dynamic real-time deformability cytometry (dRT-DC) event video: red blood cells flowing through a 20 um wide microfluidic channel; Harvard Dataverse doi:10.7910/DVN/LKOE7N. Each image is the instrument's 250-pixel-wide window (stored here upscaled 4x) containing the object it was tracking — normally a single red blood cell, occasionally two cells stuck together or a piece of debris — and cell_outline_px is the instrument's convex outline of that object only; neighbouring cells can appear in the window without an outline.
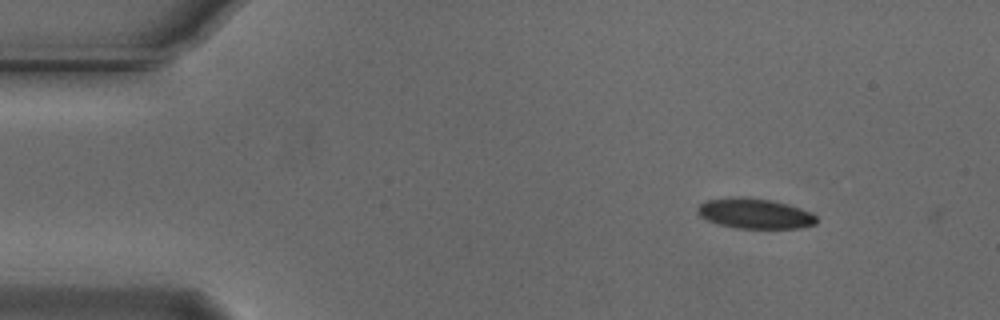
{"species": "Egyptian fruit bat (a non-hibernating species)", "species_latin": "Rousettus aegyptiacus", "temperature_condition": "cold", "stored_images_in_passage": 3, "camera_frame_rate_fps": 3000, "um_per_image_px": 0.085, "animal": {"sex": "male"}, "frame": {"image": 1, "passage_image": 1, "time_ms": 0.0, "image_size_px": [1000, 320], "cell_outline_px": [[816, 224], [800, 228], [736, 228], [716, 224], [700, 216], [696, 212], [696, 208], [700, 204], [708, 200], [740, 196], [772, 200], [788, 204], [812, 212], [816, 216]], "centroid_in_image_um": [64.16, 18.15], "position_along_channel_um": 20.8, "area_um2": 21.04}}